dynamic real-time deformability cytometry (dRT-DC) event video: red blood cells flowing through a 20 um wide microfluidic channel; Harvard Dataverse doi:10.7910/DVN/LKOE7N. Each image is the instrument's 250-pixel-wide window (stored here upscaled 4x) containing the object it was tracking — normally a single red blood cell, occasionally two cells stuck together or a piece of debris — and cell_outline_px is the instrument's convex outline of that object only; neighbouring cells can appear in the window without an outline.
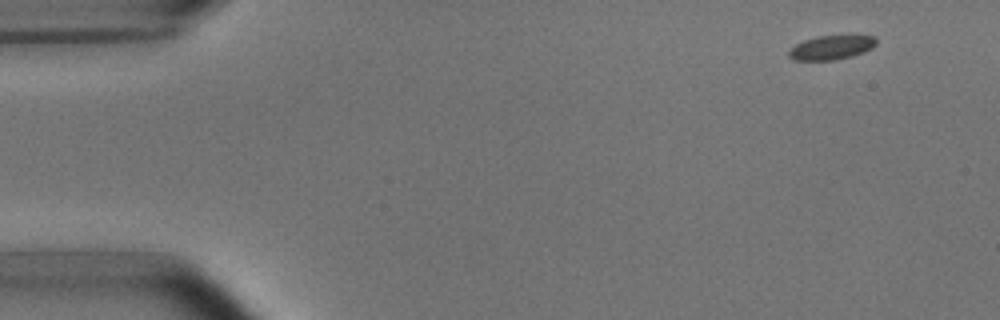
{"species": "common noctule bat (a hibernating species)", "species_latin": "Nyctalus noctula", "temperature_condition": "room temperature", "stored_images_in_passage": 4, "camera_frame_rate_fps": 3000, "um_per_image_px": 0.085, "animal": {"sex": "male", "body_mass_g": 15.6}, "frame": {"image": 1, "passage_image": 1, "time_ms": 0.0, "image_size_px": [1000, 320], "cell_outline_px": [[876, 44], [872, 48], [864, 52], [852, 56], [836, 60], [792, 60], [788, 56], [788, 52], [796, 44], [804, 40], [816, 36], [876, 36]], "centroid_in_image_um": [70.66, 4.05], "position_along_channel_um": 14.3, "area_um2": 12.25}}